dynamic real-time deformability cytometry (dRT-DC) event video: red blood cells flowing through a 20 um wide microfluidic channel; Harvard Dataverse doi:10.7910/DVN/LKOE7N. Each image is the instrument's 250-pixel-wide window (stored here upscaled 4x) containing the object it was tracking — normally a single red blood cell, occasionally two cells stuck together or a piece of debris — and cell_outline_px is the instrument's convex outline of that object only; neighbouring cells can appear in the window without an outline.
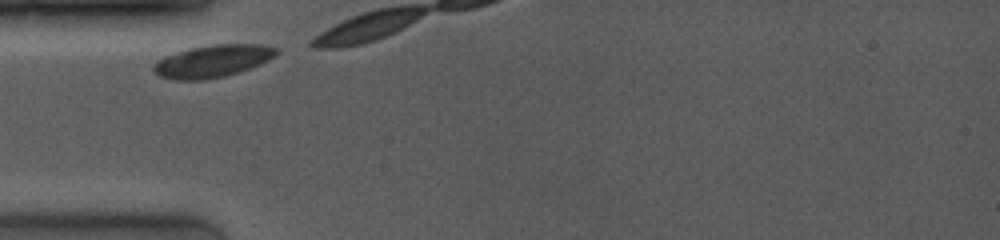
{"species": "common noctule bat (a hibernating species)", "species_latin": "Nyctalus noctula", "temperature_condition": "room temperature", "stored_images_in_passage": 4, "camera_frame_rate_fps": 4000, "um_per_image_px": 0.085, "animal": {"sex": "female", "body_mass_g": 19.0, "forearm_length_mm": 53.3}, "frame": {"image": 1, "passage_image": 1, "time_ms": 0.0, "image_size_px": [1000, 240], "cell_outline_px": [[280, 52], [276, 56], [260, 64], [224, 76], [200, 80], [176, 80], [160, 76], [152, 68], [164, 56], [192, 48], [212, 44], [260, 44], [276, 48]], "centroid_in_image_um": [18.11, 5.18], "position_along_channel_um": 66.9, "area_um2": 22.72}}